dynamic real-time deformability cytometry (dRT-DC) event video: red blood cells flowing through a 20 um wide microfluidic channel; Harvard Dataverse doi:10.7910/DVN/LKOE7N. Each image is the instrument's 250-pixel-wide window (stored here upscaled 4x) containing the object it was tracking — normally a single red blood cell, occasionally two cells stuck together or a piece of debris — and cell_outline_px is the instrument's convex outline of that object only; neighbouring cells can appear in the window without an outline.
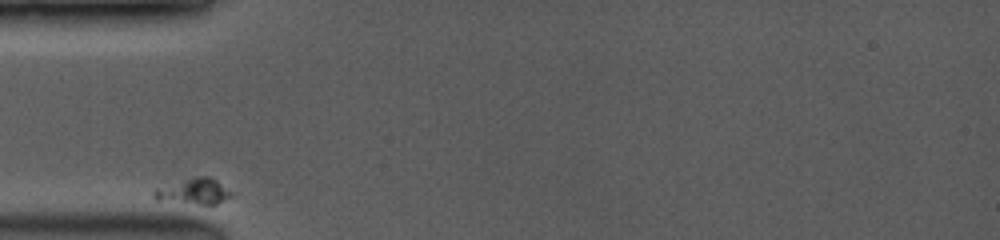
{"species": "common noctule bat (a hibernating species)", "species_latin": "Nyctalus noctula", "temperature_condition": "room temperature", "stored_images_in_passage": 11, "camera_frame_rate_fps": 3500, "um_per_image_px": 0.085, "animal": {"sex": "female", "body_mass_g": 19.0, "forearm_length_mm": 53.3}, "frame": {"image": 1, "passage_image": 1, "time_ms": 0.0, "image_size_px": [1000, 240], "cell_outline_px": [[232, 196], [216, 204], [200, 204], [156, 200], [152, 196], [152, 192], [156, 188], [200, 176], [208, 176], [216, 180], [232, 192]], "centroid_in_image_um": [16.46, 16.28], "position_along_channel_um": 68.5, "area_um2": 11.33}}